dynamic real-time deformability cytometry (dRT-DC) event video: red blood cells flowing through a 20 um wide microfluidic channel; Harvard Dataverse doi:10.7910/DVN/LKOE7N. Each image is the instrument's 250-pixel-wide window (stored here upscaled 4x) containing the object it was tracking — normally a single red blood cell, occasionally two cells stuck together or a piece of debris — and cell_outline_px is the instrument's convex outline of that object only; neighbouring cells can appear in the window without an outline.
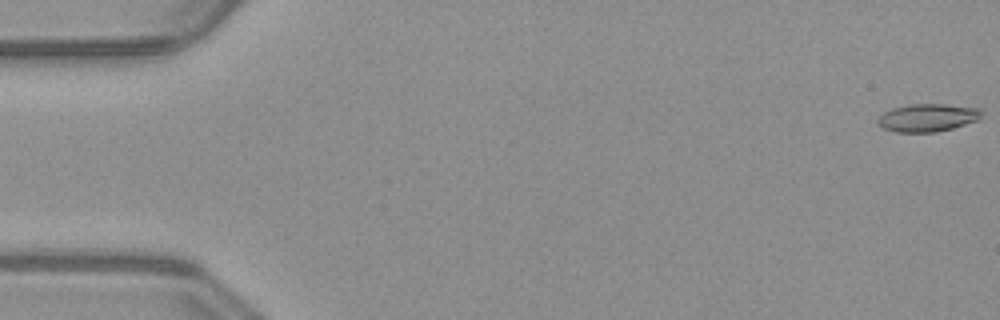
{"species": "common noctule bat (a hibernating species)", "species_latin": "Nyctalus noctula", "temperature_condition": "warm", "stored_images_in_passage": 12, "camera_frame_rate_fps": 3000, "um_per_image_px": 0.085, "animal": {"sex": "male", "body_mass_g": 23.1, "forearm_length_mm": 52.7}, "frame": {"image": 1, "passage_image": 1, "time_ms": 0.0, "image_size_px": [1000, 320], "cell_outline_px": [[980, 120], [952, 128], [936, 132], [896, 132], [884, 128], [876, 120], [884, 112], [896, 108], [916, 104], [944, 104], [980, 108]], "centroid_in_image_um": [78.88, 10.01], "position_along_channel_um": 6.1, "area_um2": 16.53}}